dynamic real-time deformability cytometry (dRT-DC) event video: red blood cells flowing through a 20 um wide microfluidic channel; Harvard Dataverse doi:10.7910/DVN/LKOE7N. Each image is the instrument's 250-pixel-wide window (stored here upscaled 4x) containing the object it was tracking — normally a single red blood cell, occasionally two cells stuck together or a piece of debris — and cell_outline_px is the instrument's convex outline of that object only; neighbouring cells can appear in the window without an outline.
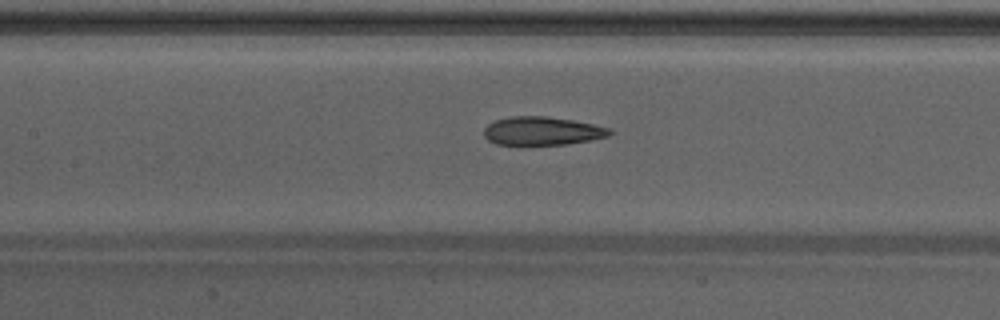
{"species": "Egyptian fruit bat (a non-hibernating species)", "species_latin": "Rousettus aegyptiacus", "temperature_condition": "warm", "stored_images_in_passage": 38, "camera_frame_rate_fps": 3000, "um_per_image_px": 0.085, "animal": {"sex": "male"}, "frame": {"image": 1, "passage_image": 12, "time_ms": 3.667, "image_size_px": [1000, 320], "cell_outline_px": [[616, 132], [608, 136], [592, 140], [568, 144], [520, 148], [496, 144], [488, 140], [484, 136], [484, 128], [488, 124], [496, 120], [512, 116], [544, 116], [572, 120], [592, 124], [608, 128]], "centroid_in_image_um": [46.04, 11.19], "position_along_channel_um": 161.4, "area_um2": 21.73}}
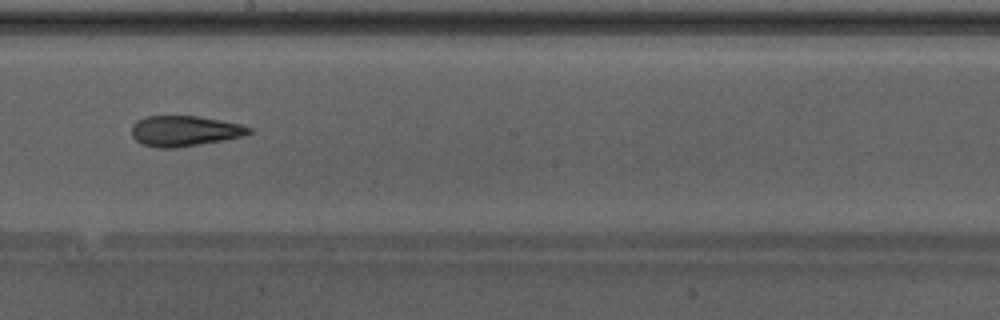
{"frame": {"image": 2, "passage_image": 17, "time_ms": 5.333, "image_size_px": [1000, 320], "cell_outline_px": [[252, 132], [244, 136], [224, 140], [176, 148], [156, 148], [144, 144], [136, 140], [132, 136], [132, 124], [136, 120], [144, 116], [196, 116], [240, 124], [252, 128]], "centroid_in_image_um": [15.67, 11.13], "position_along_channel_um": 232.5, "area_um2": 20.87}, "authors_computed_cell_mechanics": {"area_um2": 21.6461, "velocity_mm_per_s": 4.2873, "shape_relaxation_time_tau1_ms": null, "shape_relaxation_time_tau2_ms": 2.2982, "deformation_change_tau1": null, "deformation_change_tau2": 0.0997}}